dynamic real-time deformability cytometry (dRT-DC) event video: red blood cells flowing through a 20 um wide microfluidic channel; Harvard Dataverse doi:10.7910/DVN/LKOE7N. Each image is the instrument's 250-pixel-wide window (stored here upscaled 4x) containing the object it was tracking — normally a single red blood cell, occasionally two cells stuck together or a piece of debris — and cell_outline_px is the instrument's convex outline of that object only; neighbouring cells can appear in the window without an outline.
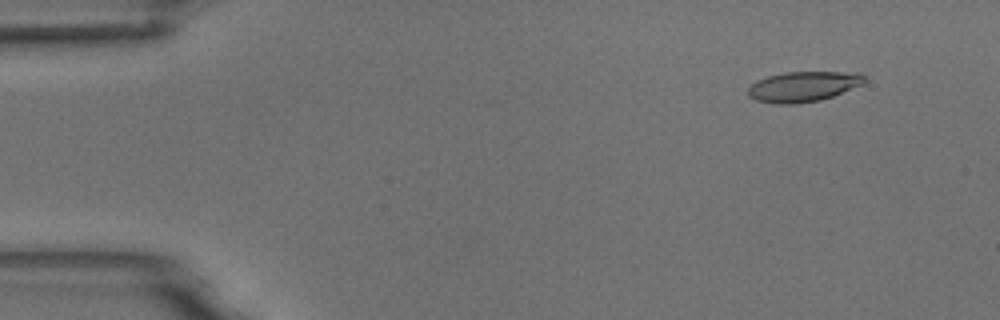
{"species": "common noctule bat (a hibernating species)", "species_latin": "Nyctalus noctula", "temperature_condition": "room temperature", "stored_images_in_passage": 5, "camera_frame_rate_fps": 3000, "um_per_image_px": 0.085, "animal": {"sex": "male", "body_mass_g": 18.8}, "frame": {"image": 1, "passage_image": 2, "time_ms": 0.333, "image_size_px": [1000, 320], "cell_outline_px": [[868, 80], [864, 84], [832, 96], [820, 100], [792, 104], [776, 104], [756, 100], [748, 96], [748, 88], [756, 80], [768, 76], [784, 72], [860, 72]], "centroid_in_image_um": [68.29, 7.35], "position_along_channel_um": 16.7, "area_um2": 20.63}}
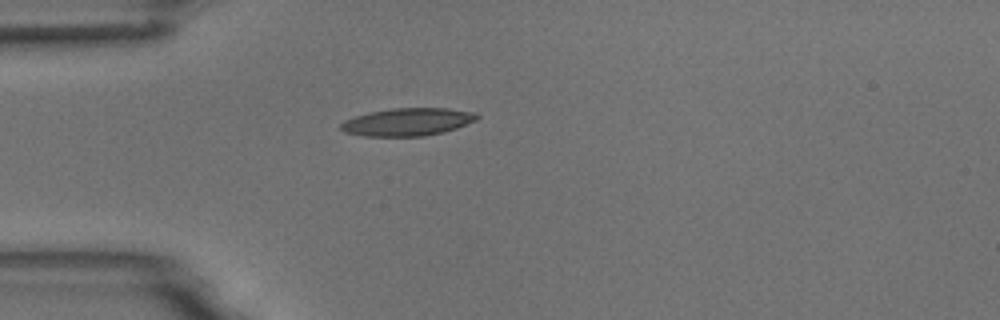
{"frame": {"image": 2, "passage_image": 5, "time_ms": 1.333, "image_size_px": [1000, 320], "cell_outline_px": [[480, 116], [476, 120], [456, 128], [444, 132], [424, 136], [364, 136], [344, 132], [340, 128], [340, 124], [344, 120], [368, 112], [392, 108], [448, 108], [476, 112]], "centroid_in_image_um": [34.65, 10.36], "position_along_channel_um": 50.4, "area_um2": 22.08}}